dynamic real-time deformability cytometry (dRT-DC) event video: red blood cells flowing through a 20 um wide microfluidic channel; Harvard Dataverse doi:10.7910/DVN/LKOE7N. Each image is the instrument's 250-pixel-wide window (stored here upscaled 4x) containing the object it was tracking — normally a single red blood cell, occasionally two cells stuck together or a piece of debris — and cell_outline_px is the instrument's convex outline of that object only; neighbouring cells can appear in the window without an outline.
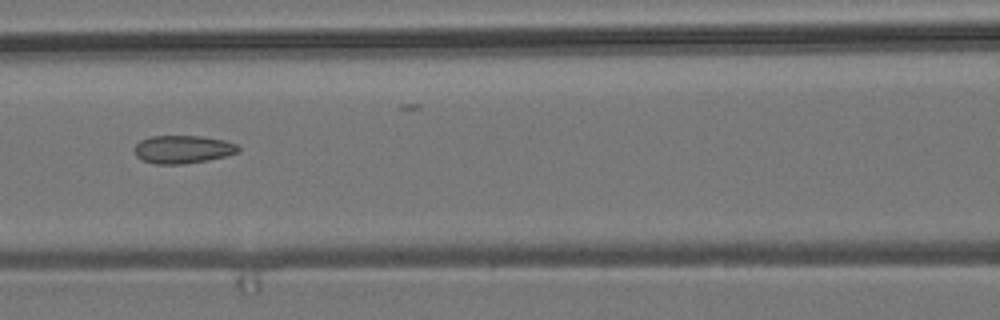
{"species": "common noctule bat (a hibernating species)", "species_latin": "Nyctalus noctula", "temperature_condition": "room temperature", "stored_images_in_passage": 7, "camera_frame_rate_fps": 3000, "um_per_image_px": 0.085, "animal": {"sex": "male", "body_mass_g": 19.2, "forearm_length_mm": 51.8}, "frame": {"image": 1, "passage_image": 7, "time_ms": 2.0, "image_size_px": [1000, 320], "cell_outline_px": [[240, 152], [224, 156], [184, 164], [156, 164], [140, 160], [136, 156], [132, 148], [140, 140], [152, 136], [200, 136], [224, 140], [236, 144], [240, 148]], "centroid_in_image_um": [15.49, 12.69], "position_along_channel_um": 151.1, "area_um2": 16.99}}